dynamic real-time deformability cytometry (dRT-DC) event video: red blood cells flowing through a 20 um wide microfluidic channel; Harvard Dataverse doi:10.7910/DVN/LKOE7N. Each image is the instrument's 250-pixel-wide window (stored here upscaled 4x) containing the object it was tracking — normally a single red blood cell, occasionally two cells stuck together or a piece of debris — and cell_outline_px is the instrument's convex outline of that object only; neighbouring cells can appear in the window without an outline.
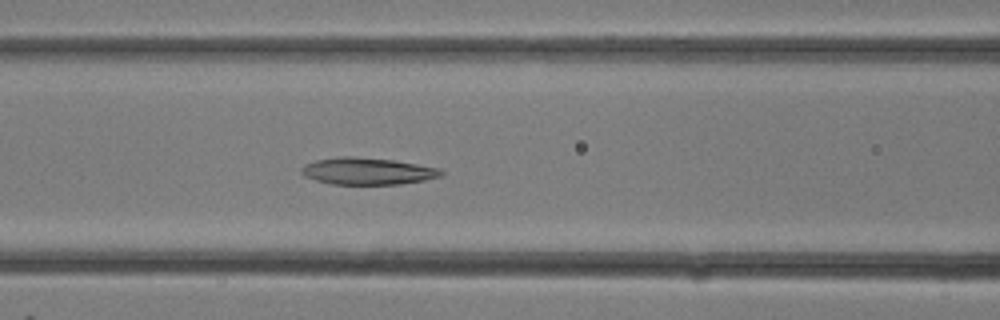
{"species": "common noctule bat (a hibernating species)", "species_latin": "Nyctalus noctula", "temperature_condition": "room temperature", "stored_images_in_passage": 28, "camera_frame_rate_fps": 3000, "um_per_image_px": 0.085, "animal": {"sex": "female"}, "frame": {"image": 1, "passage_image": 11, "time_ms": 3.333, "image_size_px": [1000, 320], "cell_outline_px": [[444, 172], [440, 176], [424, 180], [400, 184], [332, 184], [316, 180], [304, 176], [300, 172], [300, 168], [304, 164], [316, 160], [340, 156], [352, 156], [392, 160], [440, 168]], "centroid_in_image_um": [31.2, 14.54], "position_along_channel_um": 135.4, "area_um2": 21.85}}
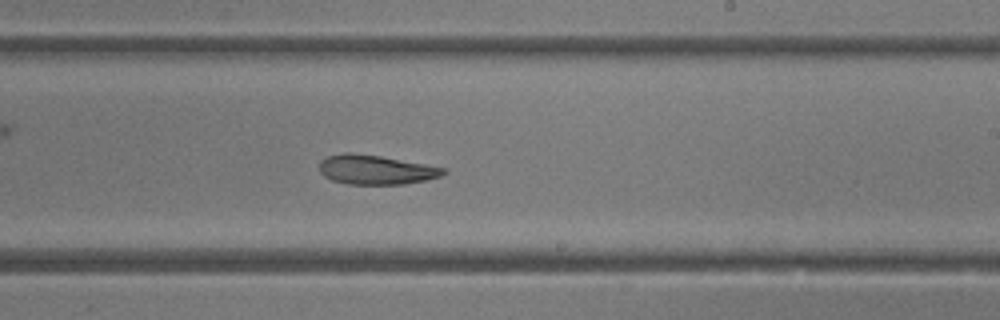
{"frame": {"image": 2, "passage_image": 16, "time_ms": 5.0, "image_size_px": [1000, 320], "cell_outline_px": [[448, 172], [440, 176], [428, 180], [404, 184], [348, 184], [332, 180], [324, 176], [320, 172], [320, 160], [328, 156], [344, 152], [352, 152], [380, 156], [448, 168]], "centroid_in_image_um": [31.97, 14.42], "position_along_channel_um": 257.0, "area_um2": 21.39}}
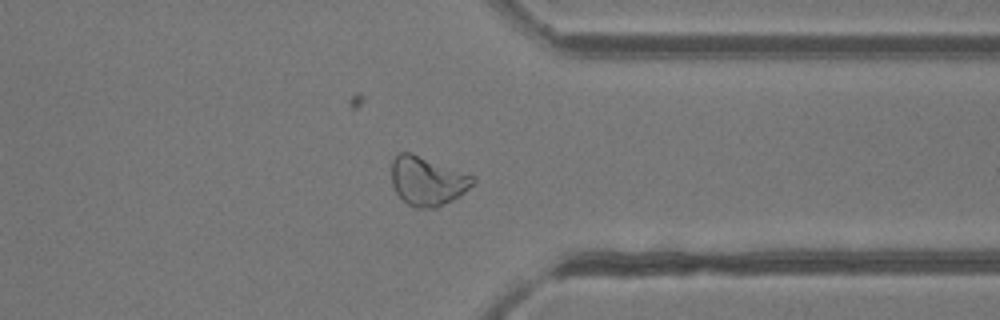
{"frame": {"image": 3, "passage_image": 21, "time_ms": 6.667, "image_size_px": [1000, 320], "cell_outline_px": [[476, 180], [460, 196], [436, 208], [416, 208], [408, 204], [396, 192], [392, 184], [392, 160], [400, 152], [412, 152], [476, 176]], "centroid_in_image_um": [36.34, 15.37], "position_along_channel_um": 375.1, "area_um2": 23.29}}